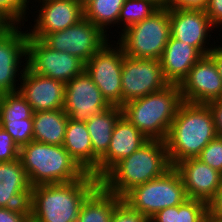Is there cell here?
<instances>
[{"instance_id":"6da1fadb","label":"cell","mask_w":222,"mask_h":222,"mask_svg":"<svg viewBox=\"0 0 222 222\" xmlns=\"http://www.w3.org/2000/svg\"><path fill=\"white\" fill-rule=\"evenodd\" d=\"M99 184V179L87 173L73 182L32 187L30 221L76 222L82 203Z\"/></svg>"},{"instance_id":"7a4b0ae2","label":"cell","mask_w":222,"mask_h":222,"mask_svg":"<svg viewBox=\"0 0 222 222\" xmlns=\"http://www.w3.org/2000/svg\"><path fill=\"white\" fill-rule=\"evenodd\" d=\"M217 137L213 114L207 104L183 102L165 140L170 165L197 158L203 148Z\"/></svg>"},{"instance_id":"3957f363","label":"cell","mask_w":222,"mask_h":222,"mask_svg":"<svg viewBox=\"0 0 222 222\" xmlns=\"http://www.w3.org/2000/svg\"><path fill=\"white\" fill-rule=\"evenodd\" d=\"M170 165L164 141L148 140L119 161L101 180L108 191L123 198L134 187L162 176Z\"/></svg>"},{"instance_id":"277c9868","label":"cell","mask_w":222,"mask_h":222,"mask_svg":"<svg viewBox=\"0 0 222 222\" xmlns=\"http://www.w3.org/2000/svg\"><path fill=\"white\" fill-rule=\"evenodd\" d=\"M182 103L180 86L170 84L122 105V115L149 140L165 142Z\"/></svg>"},{"instance_id":"5b68a950","label":"cell","mask_w":222,"mask_h":222,"mask_svg":"<svg viewBox=\"0 0 222 222\" xmlns=\"http://www.w3.org/2000/svg\"><path fill=\"white\" fill-rule=\"evenodd\" d=\"M19 159L32 187L69 183L87 174L62 145L33 140L20 147Z\"/></svg>"},{"instance_id":"8992f818","label":"cell","mask_w":222,"mask_h":222,"mask_svg":"<svg viewBox=\"0 0 222 222\" xmlns=\"http://www.w3.org/2000/svg\"><path fill=\"white\" fill-rule=\"evenodd\" d=\"M124 55L135 59L160 60L171 36L169 9H158L150 17L118 32Z\"/></svg>"},{"instance_id":"52a82bcc","label":"cell","mask_w":222,"mask_h":222,"mask_svg":"<svg viewBox=\"0 0 222 222\" xmlns=\"http://www.w3.org/2000/svg\"><path fill=\"white\" fill-rule=\"evenodd\" d=\"M186 199L182 178L174 167L162 176L134 187L123 197L148 219L162 209L182 204Z\"/></svg>"},{"instance_id":"ba28073f","label":"cell","mask_w":222,"mask_h":222,"mask_svg":"<svg viewBox=\"0 0 222 222\" xmlns=\"http://www.w3.org/2000/svg\"><path fill=\"white\" fill-rule=\"evenodd\" d=\"M41 40L49 48L65 51L87 63L109 42V34L84 17L65 30L46 34Z\"/></svg>"},{"instance_id":"9c48e42d","label":"cell","mask_w":222,"mask_h":222,"mask_svg":"<svg viewBox=\"0 0 222 222\" xmlns=\"http://www.w3.org/2000/svg\"><path fill=\"white\" fill-rule=\"evenodd\" d=\"M110 43L107 42L85 63V71L111 106H122L121 73L124 53L118 43Z\"/></svg>"},{"instance_id":"30bf717a","label":"cell","mask_w":222,"mask_h":222,"mask_svg":"<svg viewBox=\"0 0 222 222\" xmlns=\"http://www.w3.org/2000/svg\"><path fill=\"white\" fill-rule=\"evenodd\" d=\"M27 67L34 73L67 83L85 70V63L65 51L49 48L28 35Z\"/></svg>"},{"instance_id":"8fae6325","label":"cell","mask_w":222,"mask_h":222,"mask_svg":"<svg viewBox=\"0 0 222 222\" xmlns=\"http://www.w3.org/2000/svg\"><path fill=\"white\" fill-rule=\"evenodd\" d=\"M122 105L167 87L160 60L124 55L121 73Z\"/></svg>"},{"instance_id":"7c38bea8","label":"cell","mask_w":222,"mask_h":222,"mask_svg":"<svg viewBox=\"0 0 222 222\" xmlns=\"http://www.w3.org/2000/svg\"><path fill=\"white\" fill-rule=\"evenodd\" d=\"M21 28L20 25L9 26L0 34V95L18 91L20 77L19 81L16 78L27 67L28 30L23 31ZM23 57L25 63L22 61Z\"/></svg>"},{"instance_id":"4fadbf2b","label":"cell","mask_w":222,"mask_h":222,"mask_svg":"<svg viewBox=\"0 0 222 222\" xmlns=\"http://www.w3.org/2000/svg\"><path fill=\"white\" fill-rule=\"evenodd\" d=\"M111 105L84 70L66 83L63 110L74 121H87Z\"/></svg>"},{"instance_id":"5bb4252c","label":"cell","mask_w":222,"mask_h":222,"mask_svg":"<svg viewBox=\"0 0 222 222\" xmlns=\"http://www.w3.org/2000/svg\"><path fill=\"white\" fill-rule=\"evenodd\" d=\"M179 86L183 102L207 104L222 99V78L209 54L195 63Z\"/></svg>"},{"instance_id":"9a60e30c","label":"cell","mask_w":222,"mask_h":222,"mask_svg":"<svg viewBox=\"0 0 222 222\" xmlns=\"http://www.w3.org/2000/svg\"><path fill=\"white\" fill-rule=\"evenodd\" d=\"M169 18L171 36L174 39L193 46L202 56L214 48L213 44L209 47L207 45L210 41L208 34L215 27L204 10L169 9Z\"/></svg>"},{"instance_id":"2e32d148","label":"cell","mask_w":222,"mask_h":222,"mask_svg":"<svg viewBox=\"0 0 222 222\" xmlns=\"http://www.w3.org/2000/svg\"><path fill=\"white\" fill-rule=\"evenodd\" d=\"M20 80L18 91L33 112L63 109L66 83L34 73L28 67Z\"/></svg>"},{"instance_id":"e0dca14e","label":"cell","mask_w":222,"mask_h":222,"mask_svg":"<svg viewBox=\"0 0 222 222\" xmlns=\"http://www.w3.org/2000/svg\"><path fill=\"white\" fill-rule=\"evenodd\" d=\"M39 4L35 25L28 32L32 38L41 40L46 34L65 30L84 18V8L79 0H46Z\"/></svg>"},{"instance_id":"ac0fdd59","label":"cell","mask_w":222,"mask_h":222,"mask_svg":"<svg viewBox=\"0 0 222 222\" xmlns=\"http://www.w3.org/2000/svg\"><path fill=\"white\" fill-rule=\"evenodd\" d=\"M174 168L182 178L188 199H198L209 204L222 186V173L198 158L182 160Z\"/></svg>"},{"instance_id":"d6986e66","label":"cell","mask_w":222,"mask_h":222,"mask_svg":"<svg viewBox=\"0 0 222 222\" xmlns=\"http://www.w3.org/2000/svg\"><path fill=\"white\" fill-rule=\"evenodd\" d=\"M148 140L146 136L122 115L114 126L106 154L99 160V180L119 161L129 157Z\"/></svg>"},{"instance_id":"ffe728a7","label":"cell","mask_w":222,"mask_h":222,"mask_svg":"<svg viewBox=\"0 0 222 222\" xmlns=\"http://www.w3.org/2000/svg\"><path fill=\"white\" fill-rule=\"evenodd\" d=\"M32 186L21 160L0 162V207H29Z\"/></svg>"},{"instance_id":"44dd1931","label":"cell","mask_w":222,"mask_h":222,"mask_svg":"<svg viewBox=\"0 0 222 222\" xmlns=\"http://www.w3.org/2000/svg\"><path fill=\"white\" fill-rule=\"evenodd\" d=\"M201 57L193 46L170 36L160 58L166 80L169 84L180 85Z\"/></svg>"},{"instance_id":"7402d4cb","label":"cell","mask_w":222,"mask_h":222,"mask_svg":"<svg viewBox=\"0 0 222 222\" xmlns=\"http://www.w3.org/2000/svg\"><path fill=\"white\" fill-rule=\"evenodd\" d=\"M121 116V106H110L85 121L93 147V176L97 179H99V160L106 154L114 126Z\"/></svg>"},{"instance_id":"603a6c76","label":"cell","mask_w":222,"mask_h":222,"mask_svg":"<svg viewBox=\"0 0 222 222\" xmlns=\"http://www.w3.org/2000/svg\"><path fill=\"white\" fill-rule=\"evenodd\" d=\"M62 146L86 173L93 175V147L85 121L68 119Z\"/></svg>"},{"instance_id":"cb8c5ba5","label":"cell","mask_w":222,"mask_h":222,"mask_svg":"<svg viewBox=\"0 0 222 222\" xmlns=\"http://www.w3.org/2000/svg\"><path fill=\"white\" fill-rule=\"evenodd\" d=\"M68 119L63 109L33 112V140L63 145Z\"/></svg>"},{"instance_id":"d4e9b609","label":"cell","mask_w":222,"mask_h":222,"mask_svg":"<svg viewBox=\"0 0 222 222\" xmlns=\"http://www.w3.org/2000/svg\"><path fill=\"white\" fill-rule=\"evenodd\" d=\"M122 199L99 184L82 203L76 222H111L114 209Z\"/></svg>"},{"instance_id":"484cf974","label":"cell","mask_w":222,"mask_h":222,"mask_svg":"<svg viewBox=\"0 0 222 222\" xmlns=\"http://www.w3.org/2000/svg\"><path fill=\"white\" fill-rule=\"evenodd\" d=\"M124 1L93 0L84 8V17L108 33L106 29H109L110 26L114 27V24L118 26V18Z\"/></svg>"},{"instance_id":"4316f807","label":"cell","mask_w":222,"mask_h":222,"mask_svg":"<svg viewBox=\"0 0 222 222\" xmlns=\"http://www.w3.org/2000/svg\"><path fill=\"white\" fill-rule=\"evenodd\" d=\"M33 119L31 105L19 93L10 92L0 95V120Z\"/></svg>"},{"instance_id":"83f0119b","label":"cell","mask_w":222,"mask_h":222,"mask_svg":"<svg viewBox=\"0 0 222 222\" xmlns=\"http://www.w3.org/2000/svg\"><path fill=\"white\" fill-rule=\"evenodd\" d=\"M158 8L147 0H125L118 18L121 32L145 18L150 17Z\"/></svg>"},{"instance_id":"f1b7e54d","label":"cell","mask_w":222,"mask_h":222,"mask_svg":"<svg viewBox=\"0 0 222 222\" xmlns=\"http://www.w3.org/2000/svg\"><path fill=\"white\" fill-rule=\"evenodd\" d=\"M29 2V0H0V18L9 26H19V24L24 26V21L27 22L26 11L29 10Z\"/></svg>"},{"instance_id":"f546056e","label":"cell","mask_w":222,"mask_h":222,"mask_svg":"<svg viewBox=\"0 0 222 222\" xmlns=\"http://www.w3.org/2000/svg\"><path fill=\"white\" fill-rule=\"evenodd\" d=\"M0 126L11 135L19 148L33 141V119L0 120Z\"/></svg>"},{"instance_id":"4dcf8cb0","label":"cell","mask_w":222,"mask_h":222,"mask_svg":"<svg viewBox=\"0 0 222 222\" xmlns=\"http://www.w3.org/2000/svg\"><path fill=\"white\" fill-rule=\"evenodd\" d=\"M208 204L198 199H186L178 205L176 222H206Z\"/></svg>"},{"instance_id":"1f68e13d","label":"cell","mask_w":222,"mask_h":222,"mask_svg":"<svg viewBox=\"0 0 222 222\" xmlns=\"http://www.w3.org/2000/svg\"><path fill=\"white\" fill-rule=\"evenodd\" d=\"M197 158L222 173V137L211 140Z\"/></svg>"},{"instance_id":"d6a6232c","label":"cell","mask_w":222,"mask_h":222,"mask_svg":"<svg viewBox=\"0 0 222 222\" xmlns=\"http://www.w3.org/2000/svg\"><path fill=\"white\" fill-rule=\"evenodd\" d=\"M111 222H149V219L122 199L114 209Z\"/></svg>"},{"instance_id":"836d02e7","label":"cell","mask_w":222,"mask_h":222,"mask_svg":"<svg viewBox=\"0 0 222 222\" xmlns=\"http://www.w3.org/2000/svg\"><path fill=\"white\" fill-rule=\"evenodd\" d=\"M20 148L11 135L0 126V162H10L19 158Z\"/></svg>"},{"instance_id":"e575fe53","label":"cell","mask_w":222,"mask_h":222,"mask_svg":"<svg viewBox=\"0 0 222 222\" xmlns=\"http://www.w3.org/2000/svg\"><path fill=\"white\" fill-rule=\"evenodd\" d=\"M0 222H31L29 207H0Z\"/></svg>"},{"instance_id":"d590c367","label":"cell","mask_w":222,"mask_h":222,"mask_svg":"<svg viewBox=\"0 0 222 222\" xmlns=\"http://www.w3.org/2000/svg\"><path fill=\"white\" fill-rule=\"evenodd\" d=\"M204 11L215 29L222 26V0H208Z\"/></svg>"},{"instance_id":"8d00e7d4","label":"cell","mask_w":222,"mask_h":222,"mask_svg":"<svg viewBox=\"0 0 222 222\" xmlns=\"http://www.w3.org/2000/svg\"><path fill=\"white\" fill-rule=\"evenodd\" d=\"M208 0H169L168 9L205 10Z\"/></svg>"},{"instance_id":"74e56055","label":"cell","mask_w":222,"mask_h":222,"mask_svg":"<svg viewBox=\"0 0 222 222\" xmlns=\"http://www.w3.org/2000/svg\"><path fill=\"white\" fill-rule=\"evenodd\" d=\"M207 220H222V186L216 197L208 204Z\"/></svg>"},{"instance_id":"f35d334b","label":"cell","mask_w":222,"mask_h":222,"mask_svg":"<svg viewBox=\"0 0 222 222\" xmlns=\"http://www.w3.org/2000/svg\"><path fill=\"white\" fill-rule=\"evenodd\" d=\"M207 105L213 114L217 136L222 137V99L210 101Z\"/></svg>"},{"instance_id":"ab89813d","label":"cell","mask_w":222,"mask_h":222,"mask_svg":"<svg viewBox=\"0 0 222 222\" xmlns=\"http://www.w3.org/2000/svg\"><path fill=\"white\" fill-rule=\"evenodd\" d=\"M178 206L167 207L160 210L149 219V222H176Z\"/></svg>"},{"instance_id":"60d3db41","label":"cell","mask_w":222,"mask_h":222,"mask_svg":"<svg viewBox=\"0 0 222 222\" xmlns=\"http://www.w3.org/2000/svg\"><path fill=\"white\" fill-rule=\"evenodd\" d=\"M209 55L213 58L217 71L222 78V44L221 46H214V48L209 52Z\"/></svg>"},{"instance_id":"b9f144b4","label":"cell","mask_w":222,"mask_h":222,"mask_svg":"<svg viewBox=\"0 0 222 222\" xmlns=\"http://www.w3.org/2000/svg\"><path fill=\"white\" fill-rule=\"evenodd\" d=\"M155 5L158 9H164L168 7L169 0H147Z\"/></svg>"},{"instance_id":"7bdbcfd3","label":"cell","mask_w":222,"mask_h":222,"mask_svg":"<svg viewBox=\"0 0 222 222\" xmlns=\"http://www.w3.org/2000/svg\"><path fill=\"white\" fill-rule=\"evenodd\" d=\"M8 27L9 25L3 19L0 18V34Z\"/></svg>"},{"instance_id":"ee69618b","label":"cell","mask_w":222,"mask_h":222,"mask_svg":"<svg viewBox=\"0 0 222 222\" xmlns=\"http://www.w3.org/2000/svg\"><path fill=\"white\" fill-rule=\"evenodd\" d=\"M93 0H79L83 8H85Z\"/></svg>"},{"instance_id":"f6af8a7d","label":"cell","mask_w":222,"mask_h":222,"mask_svg":"<svg viewBox=\"0 0 222 222\" xmlns=\"http://www.w3.org/2000/svg\"><path fill=\"white\" fill-rule=\"evenodd\" d=\"M207 222H222V220H207Z\"/></svg>"},{"instance_id":"bcb514c9","label":"cell","mask_w":222,"mask_h":222,"mask_svg":"<svg viewBox=\"0 0 222 222\" xmlns=\"http://www.w3.org/2000/svg\"><path fill=\"white\" fill-rule=\"evenodd\" d=\"M39 2V3H41V2H43V1H46V0H35V2Z\"/></svg>"}]
</instances>
